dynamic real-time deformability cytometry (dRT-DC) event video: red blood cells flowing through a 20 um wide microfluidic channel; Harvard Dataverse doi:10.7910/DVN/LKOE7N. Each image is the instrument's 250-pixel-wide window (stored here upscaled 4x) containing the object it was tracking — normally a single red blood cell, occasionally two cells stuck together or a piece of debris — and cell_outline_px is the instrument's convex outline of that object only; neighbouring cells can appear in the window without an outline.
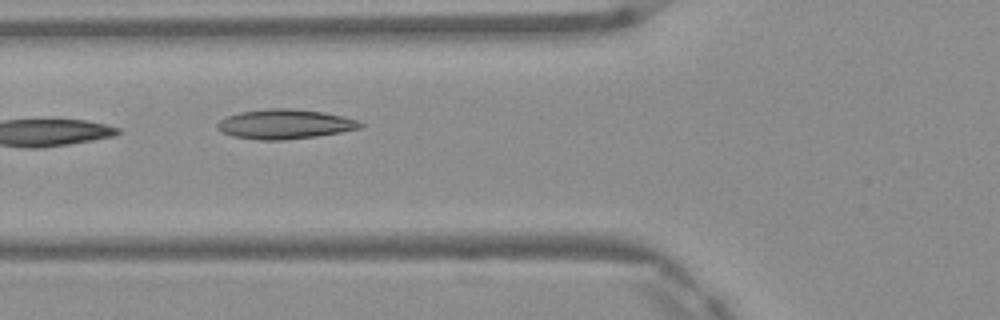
{"species": "Egyptian fruit bat (a non-hibernating species)", "species_latin": "Rousettus aegyptiacus", "temperature_condition": "warm", "stored_images_in_passage": 4, "camera_frame_rate_fps": 3000, "um_per_image_px": 0.085, "frame": {"image": 1, "passage_image": 2, "time_ms": 0.333, "image_size_px": [1000, 320], "cell_outline_px": [[364, 124], [360, 128], [340, 132], [316, 136], [284, 140], [256, 140], [232, 136], [216, 128], [216, 124], [220, 120], [228, 116], [240, 112], [268, 108], [292, 108], [324, 112], [344, 116], [360, 120]], "centroid_in_image_um": [24.23, 10.54], "position_along_channel_um": 101.6, "area_um2": 24.8}}
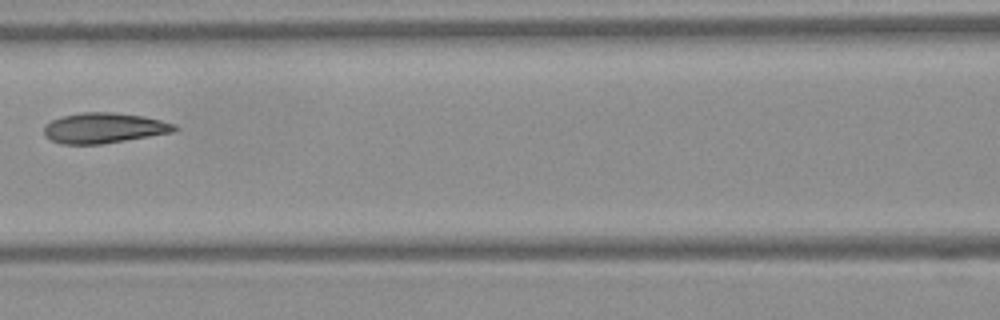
{"frame": {"image": 2, "passage_image": 3, "time_ms": 0.667, "image_size_px": [1000, 320], "cell_outline_px": [[180, 128], [176, 132], [100, 144], [60, 144], [44, 136], [44, 128], [52, 120], [64, 116], [80, 112], [112, 112], [144, 116], [176, 124]], "centroid_in_image_um": [8.89, 10.88], "position_along_channel_um": 157.7, "area_um2": 23.12}}
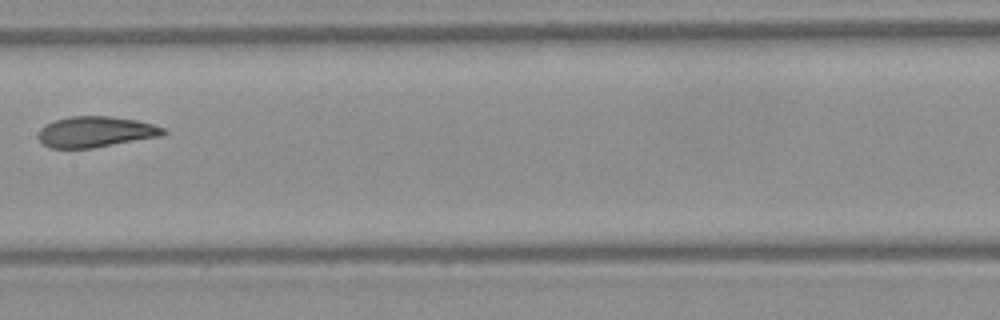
{"frame": {"image": 3, "passage_image": 4, "time_ms": 1.0, "image_size_px": [1000, 320], "cell_outline_px": [[168, 132], [160, 136], [92, 148], [52, 148], [44, 144], [40, 140], [40, 128], [56, 120], [72, 116], [112, 116], [136, 120], [152, 124], [164, 128]], "centroid_in_image_um": [8.16, 11.2], "position_along_channel_um": 199.2, "area_um2": 22.08}}